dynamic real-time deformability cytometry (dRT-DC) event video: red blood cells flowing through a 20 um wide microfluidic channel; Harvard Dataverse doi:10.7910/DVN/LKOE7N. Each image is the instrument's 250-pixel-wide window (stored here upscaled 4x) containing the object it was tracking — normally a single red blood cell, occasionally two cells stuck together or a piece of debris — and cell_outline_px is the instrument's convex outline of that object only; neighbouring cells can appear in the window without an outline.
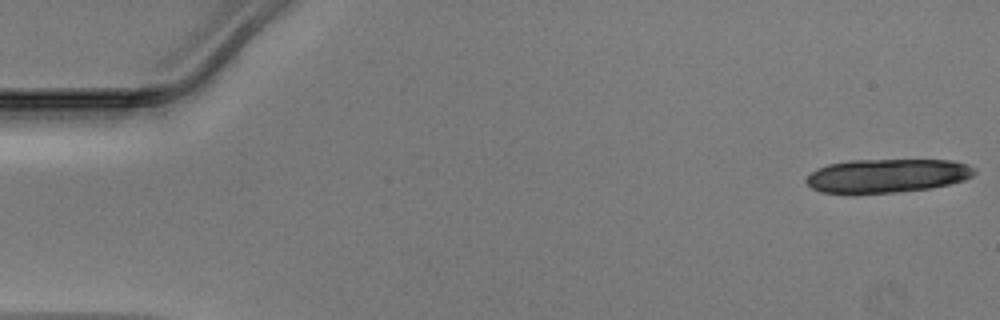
{"species": "Egyptian fruit bat (a non-hibernating species)", "species_latin": "Rousettus aegyptiacus", "temperature_condition": "warm", "stored_images_in_passage": 11, "camera_frame_rate_fps": 3000, "um_per_image_px": 0.085, "animal": {"sex": "male"}, "frame": {"image": 1, "passage_image": 1, "time_ms": 0.0, "image_size_px": [1000, 320], "cell_outline_px": [[976, 172], [972, 176], [964, 180], [948, 184], [928, 188], [896, 192], [820, 192], [812, 188], [804, 180], [816, 168], [828, 164], [848, 160], [952, 160], [968, 164], [976, 168]], "centroid_in_image_um": [75.42, 14.91], "position_along_channel_um": 9.6, "area_um2": 32.77}}